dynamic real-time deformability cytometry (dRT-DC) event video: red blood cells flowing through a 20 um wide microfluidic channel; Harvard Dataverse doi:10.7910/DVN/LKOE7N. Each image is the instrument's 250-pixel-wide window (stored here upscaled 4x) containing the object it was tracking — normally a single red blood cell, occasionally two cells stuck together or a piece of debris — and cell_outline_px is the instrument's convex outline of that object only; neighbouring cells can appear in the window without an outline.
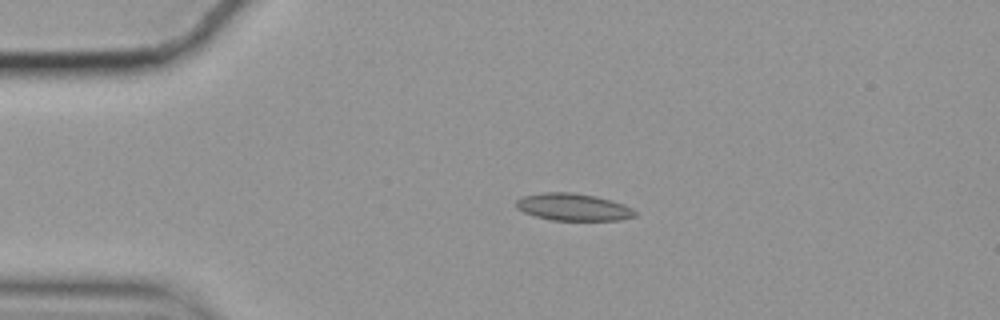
{"species": "common noctule bat (a hibernating species)", "species_latin": "Nyctalus noctula", "temperature_condition": "cold", "stored_images_in_passage": 33, "camera_frame_rate_fps": 3000, "um_per_image_px": 0.085, "animal": {"sex": "female", "body_mass_g": 19.9}, "frame": {"image": 1, "passage_image": 1, "time_ms": 0.0, "image_size_px": [1000, 320], "cell_outline_px": [[636, 216], [620, 220], [552, 220], [536, 216], [524, 212], [516, 208], [516, 200], [520, 196], [544, 192], [572, 192], [596, 196], [612, 200], [624, 204], [632, 208], [636, 212]], "centroid_in_image_um": [48.72, 17.59], "position_along_channel_um": 36.3, "area_um2": 18.96}}
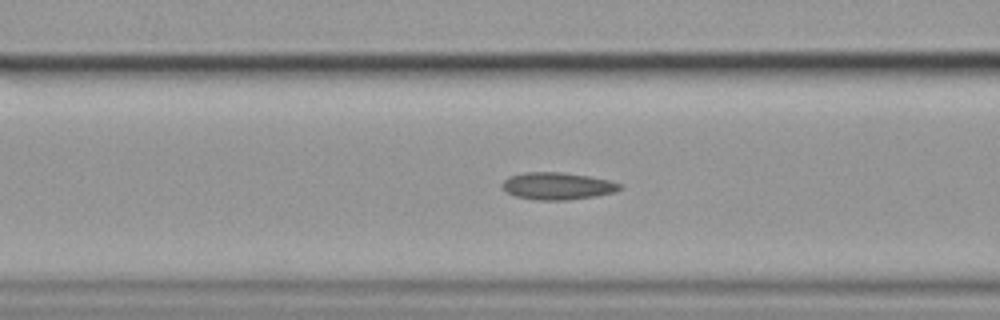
{"frame": {"image": 2, "passage_image": 11, "time_ms": 3.333, "image_size_px": [1000, 320], "cell_outline_px": [[620, 188], [612, 192], [596, 196], [568, 200], [536, 200], [516, 196], [508, 192], [504, 188], [504, 180], [508, 176], [524, 172], [560, 172], [588, 176], [608, 180], [620, 184]], "centroid_in_image_um": [47.36, 15.81], "position_along_channel_um": 119.2, "area_um2": 18.32}}
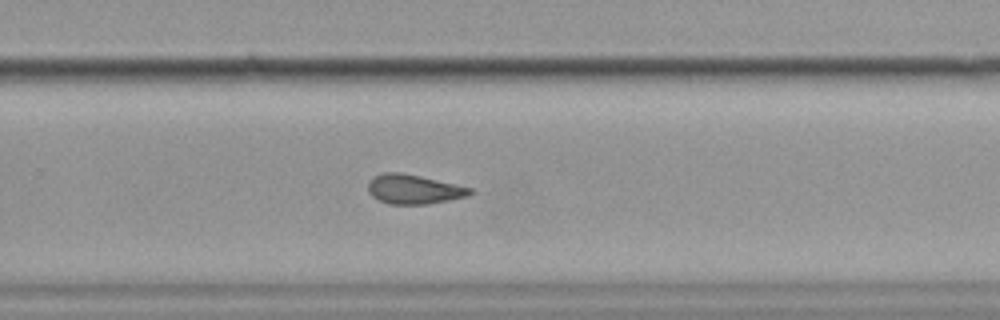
{"frame": {"image": 3, "passage_image": 26, "time_ms": 8.333, "image_size_px": [1000, 320], "cell_outline_px": [[476, 192], [468, 196], [428, 204], [388, 204], [372, 196], [368, 192], [368, 180], [372, 176], [384, 172], [400, 172], [420, 176], [472, 188]], "centroid_in_image_um": [35.15, 16.08], "position_along_channel_um": 294.6, "area_um2": 17.57}}